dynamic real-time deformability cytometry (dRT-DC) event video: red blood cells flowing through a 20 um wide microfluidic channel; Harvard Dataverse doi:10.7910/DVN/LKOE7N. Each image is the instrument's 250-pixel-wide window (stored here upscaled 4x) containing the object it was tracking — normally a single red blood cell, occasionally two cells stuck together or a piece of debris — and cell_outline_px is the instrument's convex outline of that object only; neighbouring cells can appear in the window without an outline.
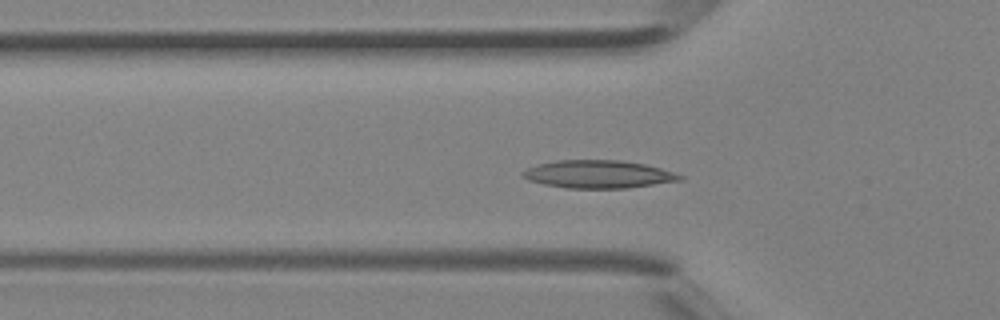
{"species": "Egyptian fruit bat (a non-hibernating species)", "species_latin": "Rousettus aegyptiacus", "temperature_condition": "room temperature", "stored_images_in_passage": 40, "segment_of_instrument_passage": [1, 2], "camera_frame_rate_fps": 3000, "um_per_image_px": 0.085, "animal": {"sex": "female"}, "frame": {"image": 1, "passage_image": 12, "time_ms": 3.667, "image_size_px": [1000, 320], "cell_outline_px": [[684, 180], [628, 188], [564, 188], [544, 184], [528, 180], [520, 176], [520, 172], [536, 164], [556, 160], [624, 160], [644, 164], [660, 168], [684, 176]], "centroid_in_image_um": [50.83, 14.81], "position_along_channel_um": 75.0, "area_um2": 25.72}}
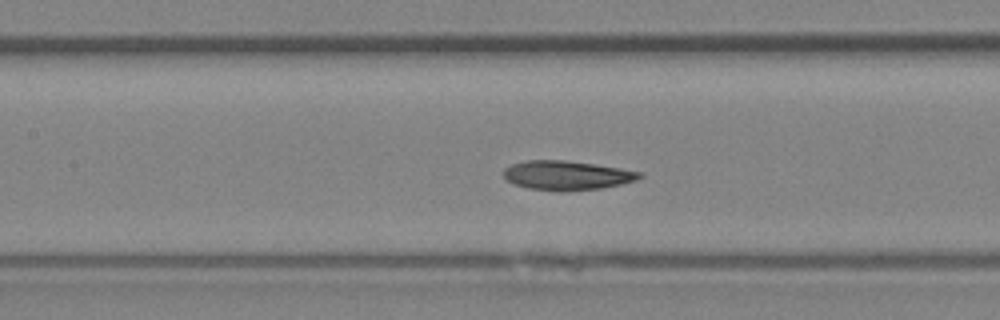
{"frame": {"image": 2, "passage_image": 17, "time_ms": 5.333, "image_size_px": [1000, 320], "cell_outline_px": [[644, 176], [636, 180], [620, 184], [600, 188], [564, 192], [560, 192], [528, 188], [516, 184], [508, 180], [504, 176], [504, 168], [512, 164], [528, 160], [564, 160], [620, 168], [640, 172]], "centroid_in_image_um": [48.18, 14.91], "position_along_channel_um": 159.2, "area_um2": 23.0}}
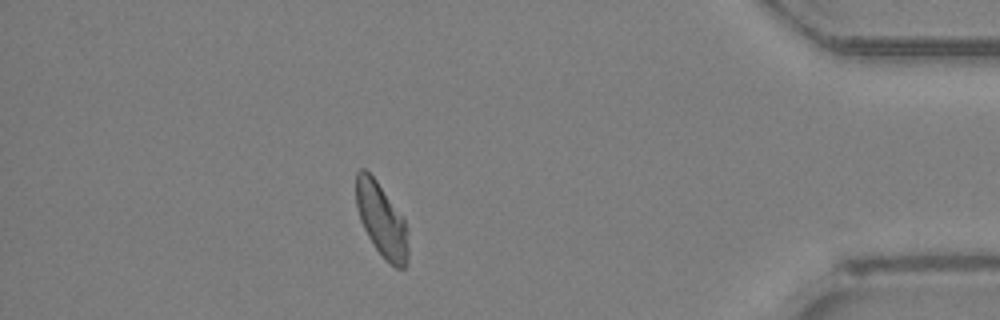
{"frame": {"image": 3, "passage_image": 34, "time_ms": 11.0, "image_size_px": [1000, 320], "cell_outline_px": [[408, 260], [404, 268], [396, 268], [384, 260], [368, 236], [360, 220], [356, 204], [356, 172], [360, 168], [364, 168], [376, 180], [404, 220], [408, 248]], "centroid_in_image_um": [32.41, 18.72], "position_along_channel_um": 402.8, "area_um2": 21.91}}